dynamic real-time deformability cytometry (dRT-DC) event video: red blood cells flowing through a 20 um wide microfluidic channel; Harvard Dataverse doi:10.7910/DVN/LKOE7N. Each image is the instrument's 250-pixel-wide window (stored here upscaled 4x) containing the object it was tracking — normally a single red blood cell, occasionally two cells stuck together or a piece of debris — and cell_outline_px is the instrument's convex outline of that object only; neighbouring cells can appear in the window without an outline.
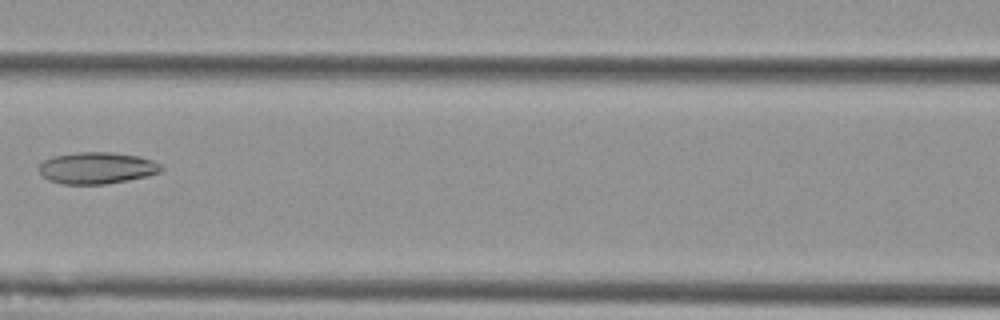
{"species": "Egyptian fruit bat (a non-hibernating species)", "species_latin": "Rousettus aegyptiacus", "temperature_condition": "cold", "stored_images_in_passage": 6, "camera_frame_rate_fps": 3000, "um_per_image_px": 0.085, "animal": {"sex": "female"}, "frame": {"image": 1, "passage_image": 3, "time_ms": 0.667, "image_size_px": [1000, 320], "cell_outline_px": [[164, 168], [160, 172], [148, 176], [128, 180], [104, 184], [64, 184], [48, 180], [36, 168], [44, 160], [52, 156], [76, 152], [108, 152], [140, 156], [152, 160], [160, 164]], "centroid_in_image_um": [8.23, 14.27], "position_along_channel_um": 158.4, "area_um2": 22.66}}
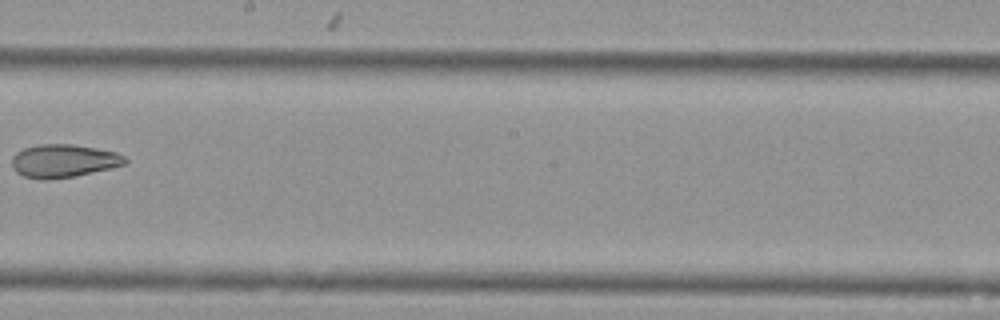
{"frame": {"image": 2, "passage_image": 5, "time_ms": 1.333, "image_size_px": [1000, 320], "cell_outline_px": [[128, 164], [112, 168], [76, 176], [44, 180], [40, 180], [24, 176], [16, 172], [12, 168], [12, 156], [16, 152], [24, 148], [40, 144], [72, 144], [96, 148], [116, 152], [124, 156], [128, 160]], "centroid_in_image_um": [5.41, 13.68], "position_along_channel_um": 242.8, "area_um2": 22.08}}
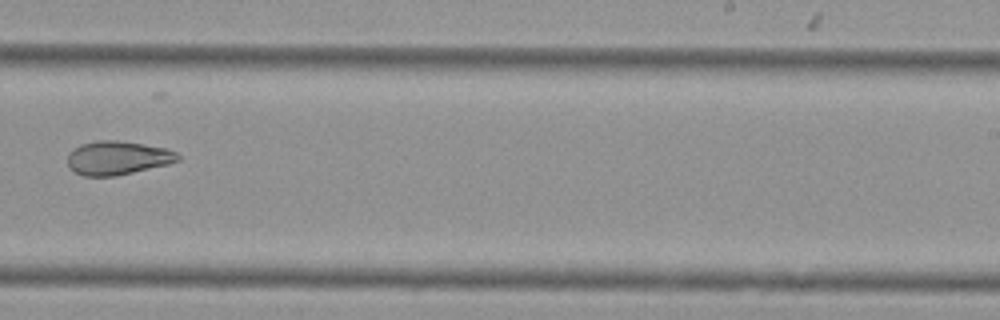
{"frame": {"image": 3, "passage_image": 6, "time_ms": 1.667, "image_size_px": [1000, 320], "cell_outline_px": [[180, 160], [168, 164], [116, 176], [84, 176], [76, 172], [68, 164], [68, 152], [72, 148], [80, 144], [96, 140], [116, 140], [144, 144], [168, 148], [176, 152], [180, 156]], "centroid_in_image_um": [10.0, 13.41], "position_along_channel_um": 279.0, "area_um2": 21.79}}